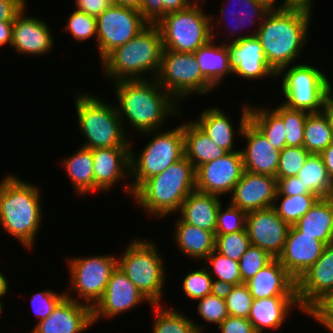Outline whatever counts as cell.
Returning <instances> with one entry per match:
<instances>
[{
  "mask_svg": "<svg viewBox=\"0 0 333 333\" xmlns=\"http://www.w3.org/2000/svg\"><path fill=\"white\" fill-rule=\"evenodd\" d=\"M311 17V9L305 7L271 9L257 29L246 35L259 39L269 65L278 72L293 65L306 46Z\"/></svg>",
  "mask_w": 333,
  "mask_h": 333,
  "instance_id": "1",
  "label": "cell"
},
{
  "mask_svg": "<svg viewBox=\"0 0 333 333\" xmlns=\"http://www.w3.org/2000/svg\"><path fill=\"white\" fill-rule=\"evenodd\" d=\"M151 79L120 80L113 83L118 100L116 108L123 126L129 121L132 129L141 136L148 134V131L159 130L169 115L182 116L177 101L156 79Z\"/></svg>",
  "mask_w": 333,
  "mask_h": 333,
  "instance_id": "2",
  "label": "cell"
},
{
  "mask_svg": "<svg viewBox=\"0 0 333 333\" xmlns=\"http://www.w3.org/2000/svg\"><path fill=\"white\" fill-rule=\"evenodd\" d=\"M15 174L0 181V224L24 247L32 249L42 223L41 193Z\"/></svg>",
  "mask_w": 333,
  "mask_h": 333,
  "instance_id": "3",
  "label": "cell"
},
{
  "mask_svg": "<svg viewBox=\"0 0 333 333\" xmlns=\"http://www.w3.org/2000/svg\"><path fill=\"white\" fill-rule=\"evenodd\" d=\"M162 52L160 29L156 24H148L134 38L114 49L101 61L103 74L113 83L150 79L144 76L146 73H152L155 79L160 69Z\"/></svg>",
  "mask_w": 333,
  "mask_h": 333,
  "instance_id": "4",
  "label": "cell"
},
{
  "mask_svg": "<svg viewBox=\"0 0 333 333\" xmlns=\"http://www.w3.org/2000/svg\"><path fill=\"white\" fill-rule=\"evenodd\" d=\"M195 168L184 156L162 173L145 180L133 193V199L153 217L178 213L187 196L195 190Z\"/></svg>",
  "mask_w": 333,
  "mask_h": 333,
  "instance_id": "5",
  "label": "cell"
},
{
  "mask_svg": "<svg viewBox=\"0 0 333 333\" xmlns=\"http://www.w3.org/2000/svg\"><path fill=\"white\" fill-rule=\"evenodd\" d=\"M78 128L90 149L109 147H130L125 127L119 117L116 105L106 104L101 97L84 93L74 99Z\"/></svg>",
  "mask_w": 333,
  "mask_h": 333,
  "instance_id": "6",
  "label": "cell"
},
{
  "mask_svg": "<svg viewBox=\"0 0 333 333\" xmlns=\"http://www.w3.org/2000/svg\"><path fill=\"white\" fill-rule=\"evenodd\" d=\"M199 3L195 1L183 10L168 13L156 23L161 32L163 50L195 53L214 39L216 31L212 22L215 18L203 11Z\"/></svg>",
  "mask_w": 333,
  "mask_h": 333,
  "instance_id": "7",
  "label": "cell"
},
{
  "mask_svg": "<svg viewBox=\"0 0 333 333\" xmlns=\"http://www.w3.org/2000/svg\"><path fill=\"white\" fill-rule=\"evenodd\" d=\"M160 131V132H159ZM148 131L155 134L144 149L135 156L130 144V177L133 182L125 185V193L134 191L147 179L162 173L173 163L184 157L183 124L171 130ZM163 133H162V132Z\"/></svg>",
  "mask_w": 333,
  "mask_h": 333,
  "instance_id": "8",
  "label": "cell"
},
{
  "mask_svg": "<svg viewBox=\"0 0 333 333\" xmlns=\"http://www.w3.org/2000/svg\"><path fill=\"white\" fill-rule=\"evenodd\" d=\"M125 248L123 255L117 257L118 267L152 305L161 304L167 272L159 249L141 238Z\"/></svg>",
  "mask_w": 333,
  "mask_h": 333,
  "instance_id": "9",
  "label": "cell"
},
{
  "mask_svg": "<svg viewBox=\"0 0 333 333\" xmlns=\"http://www.w3.org/2000/svg\"><path fill=\"white\" fill-rule=\"evenodd\" d=\"M289 67L281 68L276 74V77L284 76L280 89L286 100L282 104L308 113L324 111L325 96L332 85L327 75L309 64L295 63Z\"/></svg>",
  "mask_w": 333,
  "mask_h": 333,
  "instance_id": "10",
  "label": "cell"
},
{
  "mask_svg": "<svg viewBox=\"0 0 333 333\" xmlns=\"http://www.w3.org/2000/svg\"><path fill=\"white\" fill-rule=\"evenodd\" d=\"M155 79L178 104L190 94L201 96L216 89L203 76L195 53L163 50L160 69Z\"/></svg>",
  "mask_w": 333,
  "mask_h": 333,
  "instance_id": "11",
  "label": "cell"
},
{
  "mask_svg": "<svg viewBox=\"0 0 333 333\" xmlns=\"http://www.w3.org/2000/svg\"><path fill=\"white\" fill-rule=\"evenodd\" d=\"M69 259L70 288L77 293L79 300L93 308L102 298L107 283L118 266V259L111 254Z\"/></svg>",
  "mask_w": 333,
  "mask_h": 333,
  "instance_id": "12",
  "label": "cell"
},
{
  "mask_svg": "<svg viewBox=\"0 0 333 333\" xmlns=\"http://www.w3.org/2000/svg\"><path fill=\"white\" fill-rule=\"evenodd\" d=\"M97 49L101 61L114 49L126 44L149 23L140 11L112 5L96 17Z\"/></svg>",
  "mask_w": 333,
  "mask_h": 333,
  "instance_id": "13",
  "label": "cell"
},
{
  "mask_svg": "<svg viewBox=\"0 0 333 333\" xmlns=\"http://www.w3.org/2000/svg\"><path fill=\"white\" fill-rule=\"evenodd\" d=\"M241 112L237 129L247 140L245 149H241L244 171L275 177L280 151L249 120L250 104L243 105Z\"/></svg>",
  "mask_w": 333,
  "mask_h": 333,
  "instance_id": "14",
  "label": "cell"
},
{
  "mask_svg": "<svg viewBox=\"0 0 333 333\" xmlns=\"http://www.w3.org/2000/svg\"><path fill=\"white\" fill-rule=\"evenodd\" d=\"M296 294L307 316L333 294V244L326 245L319 259L296 281Z\"/></svg>",
  "mask_w": 333,
  "mask_h": 333,
  "instance_id": "15",
  "label": "cell"
},
{
  "mask_svg": "<svg viewBox=\"0 0 333 333\" xmlns=\"http://www.w3.org/2000/svg\"><path fill=\"white\" fill-rule=\"evenodd\" d=\"M243 172L241 151L228 152L195 169V188L218 196L231 194Z\"/></svg>",
  "mask_w": 333,
  "mask_h": 333,
  "instance_id": "16",
  "label": "cell"
},
{
  "mask_svg": "<svg viewBox=\"0 0 333 333\" xmlns=\"http://www.w3.org/2000/svg\"><path fill=\"white\" fill-rule=\"evenodd\" d=\"M143 302L152 305L117 266L107 283L102 298L92 308L93 323H97L96 321L102 317L103 319H113Z\"/></svg>",
  "mask_w": 333,
  "mask_h": 333,
  "instance_id": "17",
  "label": "cell"
},
{
  "mask_svg": "<svg viewBox=\"0 0 333 333\" xmlns=\"http://www.w3.org/2000/svg\"><path fill=\"white\" fill-rule=\"evenodd\" d=\"M243 35L225 43L232 74L247 80L263 79L267 76L276 79L277 72L269 65L259 39L256 36Z\"/></svg>",
  "mask_w": 333,
  "mask_h": 333,
  "instance_id": "18",
  "label": "cell"
},
{
  "mask_svg": "<svg viewBox=\"0 0 333 333\" xmlns=\"http://www.w3.org/2000/svg\"><path fill=\"white\" fill-rule=\"evenodd\" d=\"M245 229L252 245L258 246L273 258L281 254L290 225L284 222L273 207L248 212Z\"/></svg>",
  "mask_w": 333,
  "mask_h": 333,
  "instance_id": "19",
  "label": "cell"
},
{
  "mask_svg": "<svg viewBox=\"0 0 333 333\" xmlns=\"http://www.w3.org/2000/svg\"><path fill=\"white\" fill-rule=\"evenodd\" d=\"M65 293L52 313L38 322L31 333H81L94 325L92 307L70 295L68 290Z\"/></svg>",
  "mask_w": 333,
  "mask_h": 333,
  "instance_id": "20",
  "label": "cell"
},
{
  "mask_svg": "<svg viewBox=\"0 0 333 333\" xmlns=\"http://www.w3.org/2000/svg\"><path fill=\"white\" fill-rule=\"evenodd\" d=\"M277 192L274 176L244 171L236 183L230 203L246 213L273 207Z\"/></svg>",
  "mask_w": 333,
  "mask_h": 333,
  "instance_id": "21",
  "label": "cell"
},
{
  "mask_svg": "<svg viewBox=\"0 0 333 333\" xmlns=\"http://www.w3.org/2000/svg\"><path fill=\"white\" fill-rule=\"evenodd\" d=\"M325 246L322 241L303 235L292 225L277 259L297 281L319 259Z\"/></svg>",
  "mask_w": 333,
  "mask_h": 333,
  "instance_id": "22",
  "label": "cell"
},
{
  "mask_svg": "<svg viewBox=\"0 0 333 333\" xmlns=\"http://www.w3.org/2000/svg\"><path fill=\"white\" fill-rule=\"evenodd\" d=\"M26 7L16 16L12 26V43L17 54L33 56L49 53L54 47L52 32L42 19L26 14Z\"/></svg>",
  "mask_w": 333,
  "mask_h": 333,
  "instance_id": "23",
  "label": "cell"
},
{
  "mask_svg": "<svg viewBox=\"0 0 333 333\" xmlns=\"http://www.w3.org/2000/svg\"><path fill=\"white\" fill-rule=\"evenodd\" d=\"M92 157L94 192L109 191L119 180L130 177V147L92 149Z\"/></svg>",
  "mask_w": 333,
  "mask_h": 333,
  "instance_id": "24",
  "label": "cell"
},
{
  "mask_svg": "<svg viewBox=\"0 0 333 333\" xmlns=\"http://www.w3.org/2000/svg\"><path fill=\"white\" fill-rule=\"evenodd\" d=\"M245 284L254 300L273 296H297L296 280L277 258H274Z\"/></svg>",
  "mask_w": 333,
  "mask_h": 333,
  "instance_id": "25",
  "label": "cell"
},
{
  "mask_svg": "<svg viewBox=\"0 0 333 333\" xmlns=\"http://www.w3.org/2000/svg\"><path fill=\"white\" fill-rule=\"evenodd\" d=\"M294 306L304 312L298 303L297 296H273L253 300L248 320L257 333H263L266 328L278 330Z\"/></svg>",
  "mask_w": 333,
  "mask_h": 333,
  "instance_id": "26",
  "label": "cell"
},
{
  "mask_svg": "<svg viewBox=\"0 0 333 333\" xmlns=\"http://www.w3.org/2000/svg\"><path fill=\"white\" fill-rule=\"evenodd\" d=\"M220 196L193 190L180 206L179 217L183 222L216 233Z\"/></svg>",
  "mask_w": 333,
  "mask_h": 333,
  "instance_id": "27",
  "label": "cell"
},
{
  "mask_svg": "<svg viewBox=\"0 0 333 333\" xmlns=\"http://www.w3.org/2000/svg\"><path fill=\"white\" fill-rule=\"evenodd\" d=\"M294 226L303 234L333 244V196L319 198Z\"/></svg>",
  "mask_w": 333,
  "mask_h": 333,
  "instance_id": "28",
  "label": "cell"
},
{
  "mask_svg": "<svg viewBox=\"0 0 333 333\" xmlns=\"http://www.w3.org/2000/svg\"><path fill=\"white\" fill-rule=\"evenodd\" d=\"M177 248L191 259H206L215 249V234L196 226L177 220L174 229ZM202 258V259H201Z\"/></svg>",
  "mask_w": 333,
  "mask_h": 333,
  "instance_id": "29",
  "label": "cell"
},
{
  "mask_svg": "<svg viewBox=\"0 0 333 333\" xmlns=\"http://www.w3.org/2000/svg\"><path fill=\"white\" fill-rule=\"evenodd\" d=\"M183 133L184 156L195 169L228 153L206 136L193 121L183 123Z\"/></svg>",
  "mask_w": 333,
  "mask_h": 333,
  "instance_id": "30",
  "label": "cell"
},
{
  "mask_svg": "<svg viewBox=\"0 0 333 333\" xmlns=\"http://www.w3.org/2000/svg\"><path fill=\"white\" fill-rule=\"evenodd\" d=\"M197 120H192L220 148L227 152L241 151L234 148L235 131L230 117L218 107L204 109Z\"/></svg>",
  "mask_w": 333,
  "mask_h": 333,
  "instance_id": "31",
  "label": "cell"
},
{
  "mask_svg": "<svg viewBox=\"0 0 333 333\" xmlns=\"http://www.w3.org/2000/svg\"><path fill=\"white\" fill-rule=\"evenodd\" d=\"M212 38L195 52L203 76L218 87L225 76L233 73L230 67L229 53L224 43L217 46ZM220 83V84H219Z\"/></svg>",
  "mask_w": 333,
  "mask_h": 333,
  "instance_id": "32",
  "label": "cell"
},
{
  "mask_svg": "<svg viewBox=\"0 0 333 333\" xmlns=\"http://www.w3.org/2000/svg\"><path fill=\"white\" fill-rule=\"evenodd\" d=\"M64 170L79 195L94 192L92 149L81 146L71 157L61 160Z\"/></svg>",
  "mask_w": 333,
  "mask_h": 333,
  "instance_id": "33",
  "label": "cell"
},
{
  "mask_svg": "<svg viewBox=\"0 0 333 333\" xmlns=\"http://www.w3.org/2000/svg\"><path fill=\"white\" fill-rule=\"evenodd\" d=\"M333 142V126L324 112L309 113L304 128L303 147L310 154H319Z\"/></svg>",
  "mask_w": 333,
  "mask_h": 333,
  "instance_id": "34",
  "label": "cell"
},
{
  "mask_svg": "<svg viewBox=\"0 0 333 333\" xmlns=\"http://www.w3.org/2000/svg\"><path fill=\"white\" fill-rule=\"evenodd\" d=\"M297 177L304 187H309L319 198L333 196V180L318 154L308 156Z\"/></svg>",
  "mask_w": 333,
  "mask_h": 333,
  "instance_id": "35",
  "label": "cell"
},
{
  "mask_svg": "<svg viewBox=\"0 0 333 333\" xmlns=\"http://www.w3.org/2000/svg\"><path fill=\"white\" fill-rule=\"evenodd\" d=\"M269 110L250 105L249 120L262 132L274 148L281 151L286 147V128L282 118L273 108Z\"/></svg>",
  "mask_w": 333,
  "mask_h": 333,
  "instance_id": "36",
  "label": "cell"
},
{
  "mask_svg": "<svg viewBox=\"0 0 333 333\" xmlns=\"http://www.w3.org/2000/svg\"><path fill=\"white\" fill-rule=\"evenodd\" d=\"M155 310L153 333H201L204 326L194 323L189 316L161 304L152 305Z\"/></svg>",
  "mask_w": 333,
  "mask_h": 333,
  "instance_id": "37",
  "label": "cell"
},
{
  "mask_svg": "<svg viewBox=\"0 0 333 333\" xmlns=\"http://www.w3.org/2000/svg\"><path fill=\"white\" fill-rule=\"evenodd\" d=\"M318 199L319 197L316 194L286 196L277 191L273 208L284 222L292 226L308 212ZM277 201H279V205Z\"/></svg>",
  "mask_w": 333,
  "mask_h": 333,
  "instance_id": "38",
  "label": "cell"
},
{
  "mask_svg": "<svg viewBox=\"0 0 333 333\" xmlns=\"http://www.w3.org/2000/svg\"><path fill=\"white\" fill-rule=\"evenodd\" d=\"M226 1L232 3L231 2L232 0L231 1L226 0ZM234 1H236V2L238 1L239 6L241 5V7H240L241 8V12H240V10L237 11L238 13L235 12L236 10H234V11H228V10H226L227 8H225L224 6L223 7L221 6L220 12H219L220 13V18L217 17L218 19L216 18V21H215V22L218 21V23L220 24L221 23L220 21L223 18L224 13H226V15L228 13H230V15L232 17L234 16V17L237 18V19L234 18L235 21L237 20L236 23H235V27L232 28L234 30H232V29L230 30L231 32H229V34H227L228 35L227 36L228 37L227 41L225 40L224 42H228L229 41V35L232 34V33L236 34V31L239 30L238 28H240V27L243 28L246 25L247 21H248V23H251V25H254V24H256L254 22L255 18H258L257 20L260 21L259 22V24H260L264 20V17L266 16V14L271 10L264 3H261L258 0H234ZM228 5L230 6L229 3H228ZM230 23H231V21H230ZM239 25H240V27H239ZM227 29H229V28H227Z\"/></svg>",
  "mask_w": 333,
  "mask_h": 333,
  "instance_id": "39",
  "label": "cell"
},
{
  "mask_svg": "<svg viewBox=\"0 0 333 333\" xmlns=\"http://www.w3.org/2000/svg\"><path fill=\"white\" fill-rule=\"evenodd\" d=\"M283 120L286 131V146L303 147L304 128L308 112L291 109L280 104L273 109Z\"/></svg>",
  "mask_w": 333,
  "mask_h": 333,
  "instance_id": "40",
  "label": "cell"
},
{
  "mask_svg": "<svg viewBox=\"0 0 333 333\" xmlns=\"http://www.w3.org/2000/svg\"><path fill=\"white\" fill-rule=\"evenodd\" d=\"M205 260L206 266L209 264L206 268L209 270V274L213 280H221L235 286L243 284L238 261L229 259L215 249ZM210 268L213 269L211 270Z\"/></svg>",
  "mask_w": 333,
  "mask_h": 333,
  "instance_id": "41",
  "label": "cell"
},
{
  "mask_svg": "<svg viewBox=\"0 0 333 333\" xmlns=\"http://www.w3.org/2000/svg\"><path fill=\"white\" fill-rule=\"evenodd\" d=\"M250 245L246 229L227 234H215V250L234 261H239Z\"/></svg>",
  "mask_w": 333,
  "mask_h": 333,
  "instance_id": "42",
  "label": "cell"
},
{
  "mask_svg": "<svg viewBox=\"0 0 333 333\" xmlns=\"http://www.w3.org/2000/svg\"><path fill=\"white\" fill-rule=\"evenodd\" d=\"M195 0H142L141 14L149 24H156L168 13L189 7Z\"/></svg>",
  "mask_w": 333,
  "mask_h": 333,
  "instance_id": "43",
  "label": "cell"
},
{
  "mask_svg": "<svg viewBox=\"0 0 333 333\" xmlns=\"http://www.w3.org/2000/svg\"><path fill=\"white\" fill-rule=\"evenodd\" d=\"M310 153L304 147L286 146L280 151L276 180L290 176H297Z\"/></svg>",
  "mask_w": 333,
  "mask_h": 333,
  "instance_id": "44",
  "label": "cell"
},
{
  "mask_svg": "<svg viewBox=\"0 0 333 333\" xmlns=\"http://www.w3.org/2000/svg\"><path fill=\"white\" fill-rule=\"evenodd\" d=\"M212 280L209 270L204 265L199 270L188 271L181 282L182 290L189 299L196 301L211 293Z\"/></svg>",
  "mask_w": 333,
  "mask_h": 333,
  "instance_id": "45",
  "label": "cell"
},
{
  "mask_svg": "<svg viewBox=\"0 0 333 333\" xmlns=\"http://www.w3.org/2000/svg\"><path fill=\"white\" fill-rule=\"evenodd\" d=\"M273 259L274 258L269 253L251 244L238 261L242 283H246L252 279Z\"/></svg>",
  "mask_w": 333,
  "mask_h": 333,
  "instance_id": "46",
  "label": "cell"
},
{
  "mask_svg": "<svg viewBox=\"0 0 333 333\" xmlns=\"http://www.w3.org/2000/svg\"><path fill=\"white\" fill-rule=\"evenodd\" d=\"M64 30L70 32L73 38L79 43L84 42L93 36L96 38V17L75 9L69 16Z\"/></svg>",
  "mask_w": 333,
  "mask_h": 333,
  "instance_id": "47",
  "label": "cell"
},
{
  "mask_svg": "<svg viewBox=\"0 0 333 333\" xmlns=\"http://www.w3.org/2000/svg\"><path fill=\"white\" fill-rule=\"evenodd\" d=\"M247 213L229 203L223 210L222 203L219 206L216 220V233L227 234L245 230Z\"/></svg>",
  "mask_w": 333,
  "mask_h": 333,
  "instance_id": "48",
  "label": "cell"
},
{
  "mask_svg": "<svg viewBox=\"0 0 333 333\" xmlns=\"http://www.w3.org/2000/svg\"><path fill=\"white\" fill-rule=\"evenodd\" d=\"M253 300L245 283L236 285L225 299L228 314L248 319Z\"/></svg>",
  "mask_w": 333,
  "mask_h": 333,
  "instance_id": "49",
  "label": "cell"
},
{
  "mask_svg": "<svg viewBox=\"0 0 333 333\" xmlns=\"http://www.w3.org/2000/svg\"><path fill=\"white\" fill-rule=\"evenodd\" d=\"M196 301H199L197 312L208 323H214L219 326L229 316L224 299L209 294Z\"/></svg>",
  "mask_w": 333,
  "mask_h": 333,
  "instance_id": "50",
  "label": "cell"
},
{
  "mask_svg": "<svg viewBox=\"0 0 333 333\" xmlns=\"http://www.w3.org/2000/svg\"><path fill=\"white\" fill-rule=\"evenodd\" d=\"M66 296V293L53 292L46 289L32 295V310L39 319L38 322L45 320L57 306V304Z\"/></svg>",
  "mask_w": 333,
  "mask_h": 333,
  "instance_id": "51",
  "label": "cell"
},
{
  "mask_svg": "<svg viewBox=\"0 0 333 333\" xmlns=\"http://www.w3.org/2000/svg\"><path fill=\"white\" fill-rule=\"evenodd\" d=\"M277 191L286 196L301 194H315L309 187H304L297 176L280 178L277 180Z\"/></svg>",
  "mask_w": 333,
  "mask_h": 333,
  "instance_id": "52",
  "label": "cell"
},
{
  "mask_svg": "<svg viewBox=\"0 0 333 333\" xmlns=\"http://www.w3.org/2000/svg\"><path fill=\"white\" fill-rule=\"evenodd\" d=\"M218 330L221 333H257L247 318L230 315L218 326Z\"/></svg>",
  "mask_w": 333,
  "mask_h": 333,
  "instance_id": "53",
  "label": "cell"
},
{
  "mask_svg": "<svg viewBox=\"0 0 333 333\" xmlns=\"http://www.w3.org/2000/svg\"><path fill=\"white\" fill-rule=\"evenodd\" d=\"M308 316L323 326H333V294L329 295Z\"/></svg>",
  "mask_w": 333,
  "mask_h": 333,
  "instance_id": "54",
  "label": "cell"
},
{
  "mask_svg": "<svg viewBox=\"0 0 333 333\" xmlns=\"http://www.w3.org/2000/svg\"><path fill=\"white\" fill-rule=\"evenodd\" d=\"M27 0H0V21L14 22L16 16L27 7Z\"/></svg>",
  "mask_w": 333,
  "mask_h": 333,
  "instance_id": "55",
  "label": "cell"
},
{
  "mask_svg": "<svg viewBox=\"0 0 333 333\" xmlns=\"http://www.w3.org/2000/svg\"><path fill=\"white\" fill-rule=\"evenodd\" d=\"M76 10L88 15L98 17L107 8L113 5L112 0H75Z\"/></svg>",
  "mask_w": 333,
  "mask_h": 333,
  "instance_id": "56",
  "label": "cell"
},
{
  "mask_svg": "<svg viewBox=\"0 0 333 333\" xmlns=\"http://www.w3.org/2000/svg\"><path fill=\"white\" fill-rule=\"evenodd\" d=\"M234 287V284L228 282H224L221 280H212L210 294L225 300Z\"/></svg>",
  "mask_w": 333,
  "mask_h": 333,
  "instance_id": "57",
  "label": "cell"
},
{
  "mask_svg": "<svg viewBox=\"0 0 333 333\" xmlns=\"http://www.w3.org/2000/svg\"><path fill=\"white\" fill-rule=\"evenodd\" d=\"M326 166L329 177L333 180V142L318 154Z\"/></svg>",
  "mask_w": 333,
  "mask_h": 333,
  "instance_id": "58",
  "label": "cell"
},
{
  "mask_svg": "<svg viewBox=\"0 0 333 333\" xmlns=\"http://www.w3.org/2000/svg\"><path fill=\"white\" fill-rule=\"evenodd\" d=\"M14 22H2L0 21V47L12 43V26Z\"/></svg>",
  "mask_w": 333,
  "mask_h": 333,
  "instance_id": "59",
  "label": "cell"
},
{
  "mask_svg": "<svg viewBox=\"0 0 333 333\" xmlns=\"http://www.w3.org/2000/svg\"><path fill=\"white\" fill-rule=\"evenodd\" d=\"M281 2L282 4L280 3V5L276 6V9H286L296 6V7H305L313 10L312 8L313 0H284V1L281 0Z\"/></svg>",
  "mask_w": 333,
  "mask_h": 333,
  "instance_id": "60",
  "label": "cell"
},
{
  "mask_svg": "<svg viewBox=\"0 0 333 333\" xmlns=\"http://www.w3.org/2000/svg\"><path fill=\"white\" fill-rule=\"evenodd\" d=\"M333 89L332 86L328 89L325 101H324V112L328 115L331 124L333 126Z\"/></svg>",
  "mask_w": 333,
  "mask_h": 333,
  "instance_id": "61",
  "label": "cell"
},
{
  "mask_svg": "<svg viewBox=\"0 0 333 333\" xmlns=\"http://www.w3.org/2000/svg\"><path fill=\"white\" fill-rule=\"evenodd\" d=\"M113 5L132 8L141 12L142 0H112Z\"/></svg>",
  "mask_w": 333,
  "mask_h": 333,
  "instance_id": "62",
  "label": "cell"
},
{
  "mask_svg": "<svg viewBox=\"0 0 333 333\" xmlns=\"http://www.w3.org/2000/svg\"><path fill=\"white\" fill-rule=\"evenodd\" d=\"M8 279L0 272V297H4L8 291Z\"/></svg>",
  "mask_w": 333,
  "mask_h": 333,
  "instance_id": "63",
  "label": "cell"
},
{
  "mask_svg": "<svg viewBox=\"0 0 333 333\" xmlns=\"http://www.w3.org/2000/svg\"><path fill=\"white\" fill-rule=\"evenodd\" d=\"M261 3H264L269 9H276V7L274 6L277 2L276 0H258Z\"/></svg>",
  "mask_w": 333,
  "mask_h": 333,
  "instance_id": "64",
  "label": "cell"
},
{
  "mask_svg": "<svg viewBox=\"0 0 333 333\" xmlns=\"http://www.w3.org/2000/svg\"><path fill=\"white\" fill-rule=\"evenodd\" d=\"M323 327L326 328L331 333H333V326H323Z\"/></svg>",
  "mask_w": 333,
  "mask_h": 333,
  "instance_id": "65",
  "label": "cell"
},
{
  "mask_svg": "<svg viewBox=\"0 0 333 333\" xmlns=\"http://www.w3.org/2000/svg\"><path fill=\"white\" fill-rule=\"evenodd\" d=\"M1 298L2 297H0V315L2 314V312H3V302H1Z\"/></svg>",
  "mask_w": 333,
  "mask_h": 333,
  "instance_id": "66",
  "label": "cell"
}]
</instances>
